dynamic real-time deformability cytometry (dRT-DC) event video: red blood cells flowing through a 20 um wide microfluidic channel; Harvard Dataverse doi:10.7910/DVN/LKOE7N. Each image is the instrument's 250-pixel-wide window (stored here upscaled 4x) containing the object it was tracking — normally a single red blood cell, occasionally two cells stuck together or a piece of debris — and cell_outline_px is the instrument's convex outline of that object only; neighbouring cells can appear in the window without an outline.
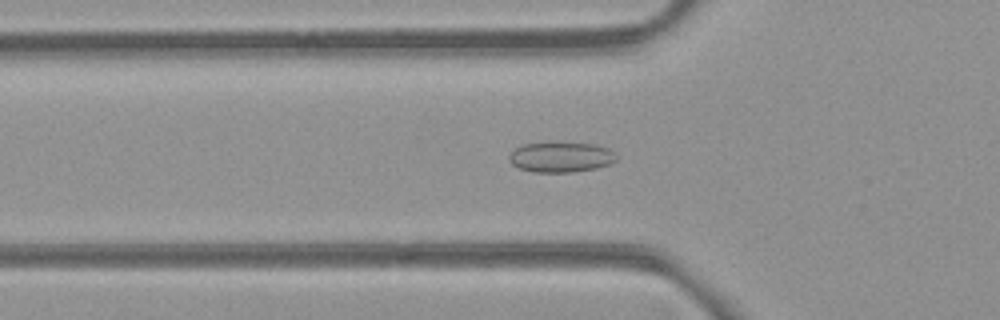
{"species": "common noctule bat (a hibernating species)", "species_latin": "Nyctalus noctula", "temperature_condition": "room temperature", "stored_images_in_passage": 44, "camera_frame_rate_fps": 3000, "um_per_image_px": 0.085, "animal": {"sex": "female", "body_mass_g": 21.9}, "frame": {"image": 1, "passage_image": 11, "time_ms": 3.333, "image_size_px": [1000, 320], "cell_outline_px": [[616, 160], [608, 164], [596, 168], [572, 172], [536, 172], [520, 168], [512, 164], [508, 160], [508, 156], [516, 148], [524, 144], [592, 144], [608, 148], [616, 152]], "centroid_in_image_um": [47.69, 13.38], "position_along_channel_um": 78.1, "area_um2": 18.38}}
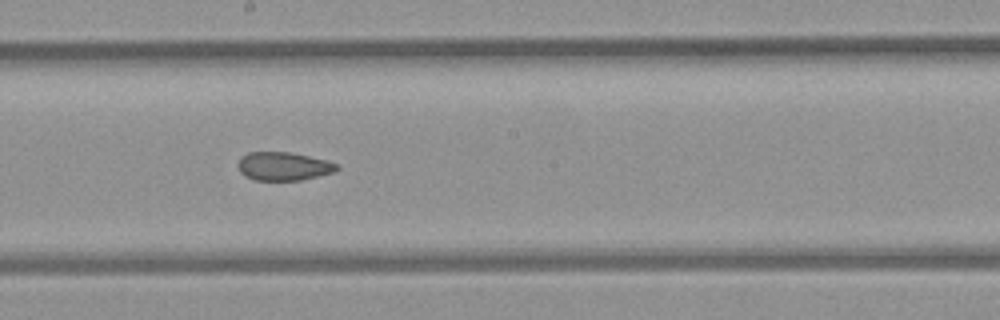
{"frame": {"image": 2, "passage_image": 22, "time_ms": 7.0, "image_size_px": [1000, 320], "cell_outline_px": [[340, 168], [336, 172], [300, 180], [256, 180], [244, 176], [240, 172], [240, 156], [248, 152], [292, 152], [328, 160], [336, 164]], "centroid_in_image_um": [24.14, 14.12], "position_along_channel_um": 224.1, "area_um2": 16.42}}
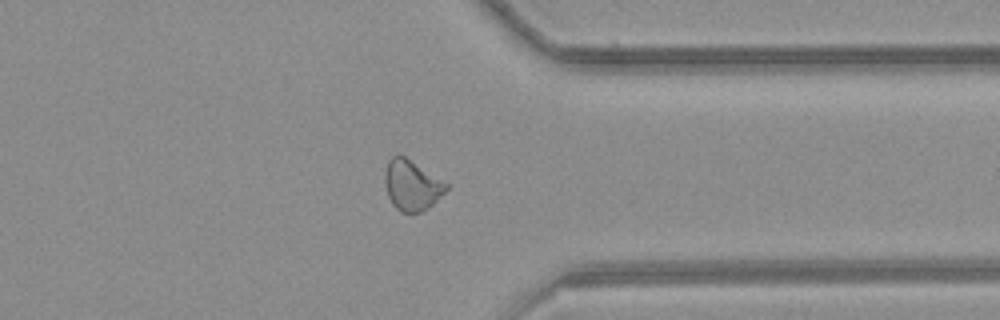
{"frame": {"image": 3, "passage_image": 34, "time_ms": 11.0, "image_size_px": [1000, 320], "cell_outline_px": [[448, 188], [432, 204], [420, 212], [400, 212], [392, 204], [388, 196], [384, 180], [384, 172], [388, 160], [396, 152], [404, 156], [448, 184]], "centroid_in_image_um": [34.95, 15.72], "position_along_channel_um": 376.5, "area_um2": 17.8}}